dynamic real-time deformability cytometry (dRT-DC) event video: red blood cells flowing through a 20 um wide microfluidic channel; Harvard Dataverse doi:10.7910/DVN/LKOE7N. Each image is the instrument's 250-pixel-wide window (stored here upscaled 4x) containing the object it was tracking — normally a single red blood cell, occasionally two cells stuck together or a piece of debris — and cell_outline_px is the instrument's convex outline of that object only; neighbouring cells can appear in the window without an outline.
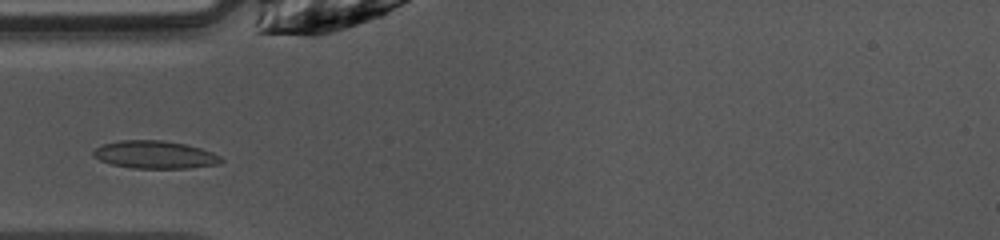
{"species": "common noctule bat (a hibernating species)", "species_latin": "Nyctalus noctula", "temperature_condition": "warm", "stored_images_in_passage": 28, "camera_frame_rate_fps": 3000, "um_per_image_px": 0.085, "animal": {"sex": "female", "body_mass_g": 10.0, "forearm_length_mm": 53.1}, "frame": {"image": 1, "passage_image": 3, "time_ms": 0.667, "image_size_px": [1000, 240], "cell_outline_px": [[224, 160], [220, 164], [188, 168], [132, 168], [112, 164], [100, 160], [92, 156], [92, 152], [96, 148], [104, 144], [120, 140], [164, 140], [184, 144], [200, 148], [212, 152], [220, 156]], "centroid_in_image_um": [13.17, 13.15], "position_along_channel_um": 71.8, "area_um2": 20.63}}
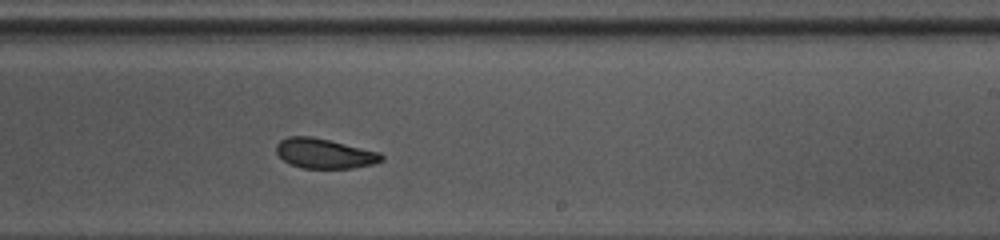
{"frame": {"image": 2, "passage_image": 17, "time_ms": 5.333, "image_size_px": [1000, 240], "cell_outline_px": [[384, 160], [372, 164], [352, 168], [300, 168], [284, 160], [276, 152], [276, 144], [280, 140], [288, 136], [312, 136], [380, 152], [384, 156]], "centroid_in_image_um": [27.58, 13.04], "position_along_channel_um": 261.4, "area_um2": 18.26}}
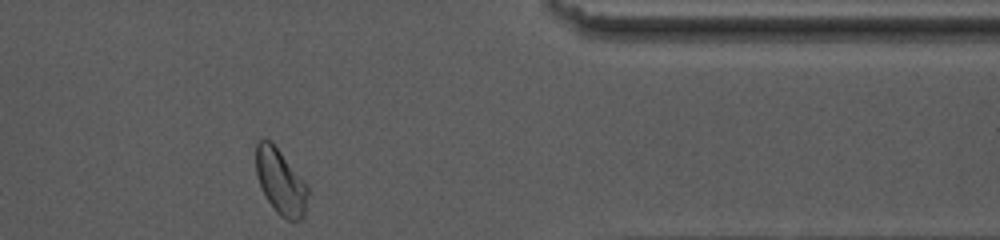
{"frame": {"image": 3, "passage_image": 28, "time_ms": 9.0, "image_size_px": [1000, 240], "cell_outline_px": [[308, 192], [304, 216], [300, 220], [288, 220], [280, 216], [276, 212], [268, 200], [260, 184], [256, 172], [256, 140], [268, 140], [280, 152], [300, 176], [308, 188]], "centroid_in_image_um": [23.84, 15.48], "position_along_channel_um": 387.6, "area_um2": 19.19}, "authors_computed_cell_mechanics": {"area_um2": 18.9584, "velocity_mm_per_s": 4.0441, "shape_relaxation_time_tau1_ms": 3.8471, "shape_relaxation_time_tau2_ms": 2.6396, "deformation_change_tau1": 0.1272, "deformation_change_tau2": 0.0695}}